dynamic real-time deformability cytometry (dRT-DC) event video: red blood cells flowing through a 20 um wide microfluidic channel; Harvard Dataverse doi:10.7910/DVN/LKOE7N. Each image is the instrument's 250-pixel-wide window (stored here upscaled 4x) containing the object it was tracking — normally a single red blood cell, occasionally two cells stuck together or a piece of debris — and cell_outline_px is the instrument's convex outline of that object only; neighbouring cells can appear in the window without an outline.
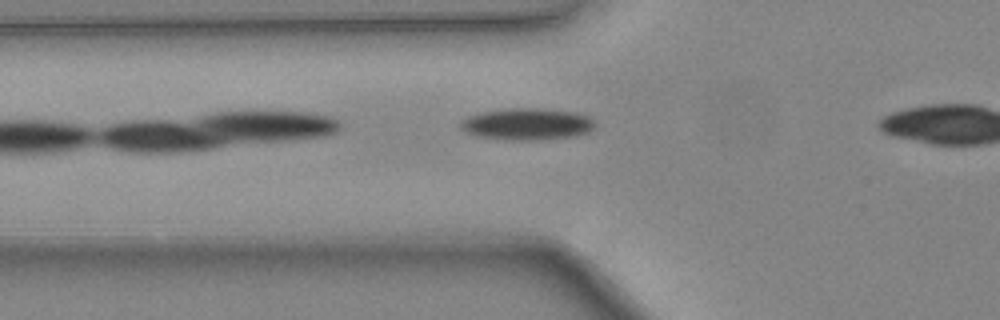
{"species": "common noctule bat (a hibernating species)", "species_latin": "Nyctalus noctula", "temperature_condition": "warm", "stored_images_in_passage": 14, "camera_frame_rate_fps": 3000, "um_per_image_px": 0.085, "animal": {"sex": "female", "body_mass_g": 24.6, "forearm_length_mm": 56.2}, "frame": {"image": 1, "passage_image": 8, "time_ms": 2.333, "image_size_px": [1000, 320], "cell_outline_px": [[596, 124], [588, 132], [576, 136], [540, 140], [508, 140], [476, 136], [464, 132], [460, 128], [460, 120], [468, 116], [484, 112], [504, 108], [544, 108], [576, 112], [588, 116]], "centroid_in_image_um": [44.78, 10.55], "position_along_channel_um": 81.0, "area_um2": 25.2}}
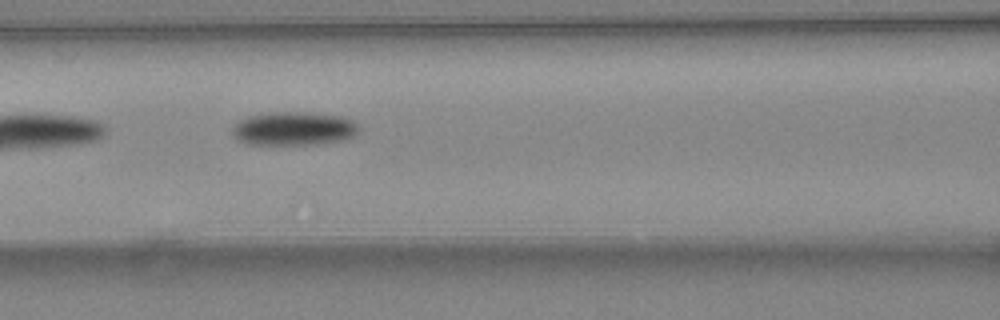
{"frame": {"image": 2, "passage_image": 12, "time_ms": 3.667, "image_size_px": [1000, 320], "cell_outline_px": [[360, 128], [352, 136], [340, 140], [316, 144], [248, 144], [236, 140], [232, 132], [232, 128], [240, 120], [248, 116], [276, 112], [312, 112], [340, 116], [352, 120]], "centroid_in_image_um": [24.94, 10.92], "position_along_channel_um": 141.7, "area_um2": 24.57}}